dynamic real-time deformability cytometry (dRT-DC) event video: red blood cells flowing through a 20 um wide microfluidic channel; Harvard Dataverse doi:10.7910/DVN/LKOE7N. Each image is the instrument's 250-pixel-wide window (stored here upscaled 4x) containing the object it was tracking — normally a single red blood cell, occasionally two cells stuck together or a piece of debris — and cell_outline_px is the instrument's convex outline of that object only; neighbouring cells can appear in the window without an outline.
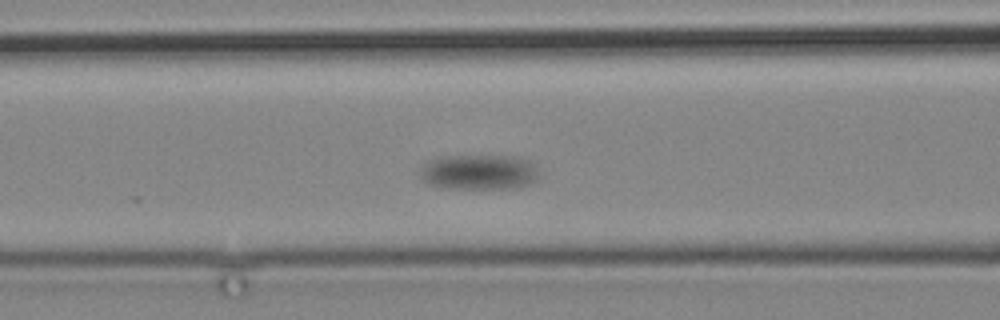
{"species": "common noctule bat (a hibernating species)", "species_latin": "Nyctalus noctula", "temperature_condition": "cold", "stored_images_in_passage": 8, "camera_frame_rate_fps": 3000, "um_per_image_px": 0.085, "animal": {"sex": "male", "body_mass_g": 19.2, "forearm_length_mm": 51.8}, "frame": {"image": 1, "passage_image": 6, "time_ms": 5.667, "image_size_px": [1000, 320], "cell_outline_px": [[540, 176], [536, 180], [520, 188], [440, 188], [420, 180], [420, 168], [428, 160], [440, 156], [520, 156], [528, 160], [532, 164]], "centroid_in_image_um": [40.68, 14.63], "position_along_channel_um": 125.9, "area_um2": 24.68}}
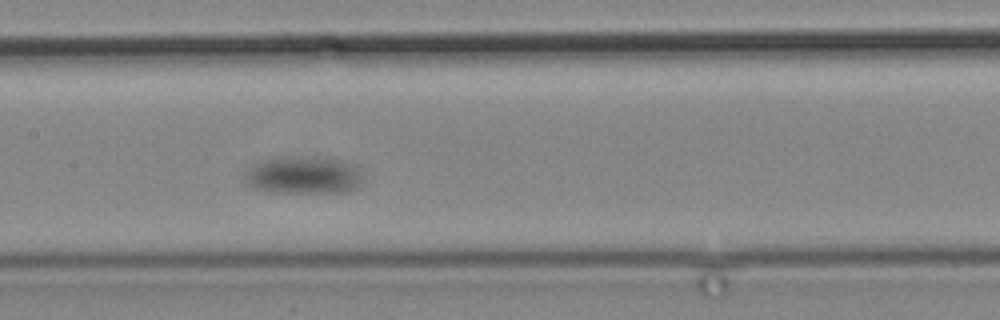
{"frame": {"image": 2, "passage_image": 8, "time_ms": 8.333, "image_size_px": [1000, 320], "cell_outline_px": [[364, 184], [348, 192], [272, 192], [252, 188], [244, 180], [244, 172], [252, 164], [260, 160], [344, 160], [356, 164], [364, 180]], "centroid_in_image_um": [25.83, 14.96], "position_along_channel_um": 181.6, "area_um2": 25.09}}